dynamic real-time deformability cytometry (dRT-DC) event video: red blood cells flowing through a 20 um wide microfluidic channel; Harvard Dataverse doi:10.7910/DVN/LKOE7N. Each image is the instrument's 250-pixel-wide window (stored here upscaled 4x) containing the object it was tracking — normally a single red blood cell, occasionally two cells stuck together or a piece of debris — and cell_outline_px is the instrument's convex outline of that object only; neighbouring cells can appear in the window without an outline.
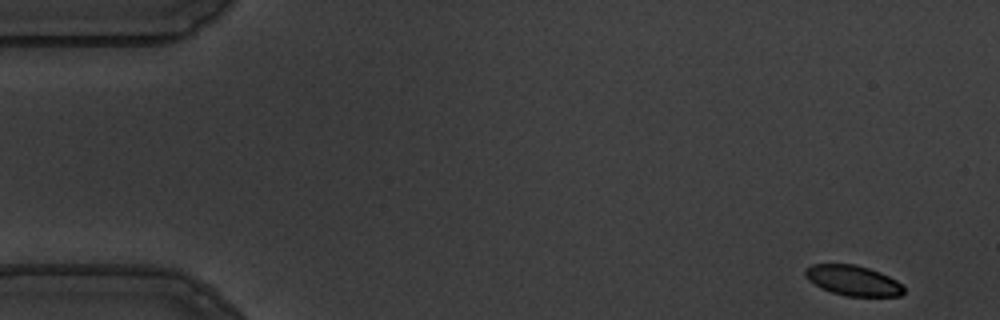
{"species": "common noctule bat (a hibernating species)", "species_latin": "Nyctalus noctula", "temperature_condition": "warm", "stored_images_in_passage": 54, "camera_frame_rate_fps": 3000, "um_per_image_px": 0.085, "animal": {"sex": "male", "body_mass_g": 19.5, "forearm_length_mm": 54.6}, "frame": {"image": 1, "passage_image": 1, "time_ms": 0.0, "image_size_px": [1000, 320], "cell_outline_px": [[904, 292], [900, 296], [844, 296], [820, 288], [808, 280], [804, 276], [804, 268], [812, 264], [856, 264], [880, 272], [896, 280], [904, 288]], "centroid_in_image_um": [72.46, 23.84], "position_along_channel_um": 12.5, "area_um2": 17.46}}
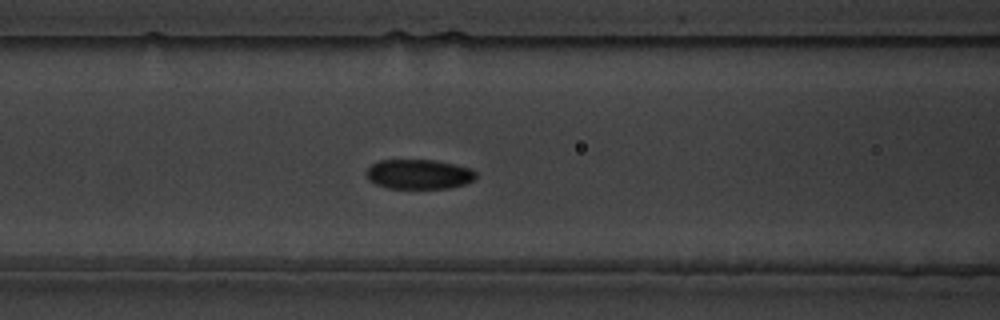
{"frame": {"image": 2, "passage_image": 21, "time_ms": 6.667, "image_size_px": [1000, 320], "cell_outline_px": [[476, 176], [472, 180], [464, 184], [448, 188], [388, 188], [376, 184], [368, 180], [364, 172], [372, 164], [380, 160], [436, 160], [472, 168], [476, 172]], "centroid_in_image_um": [35.58, 14.8], "position_along_channel_um": 131.0, "area_um2": 19.02}}
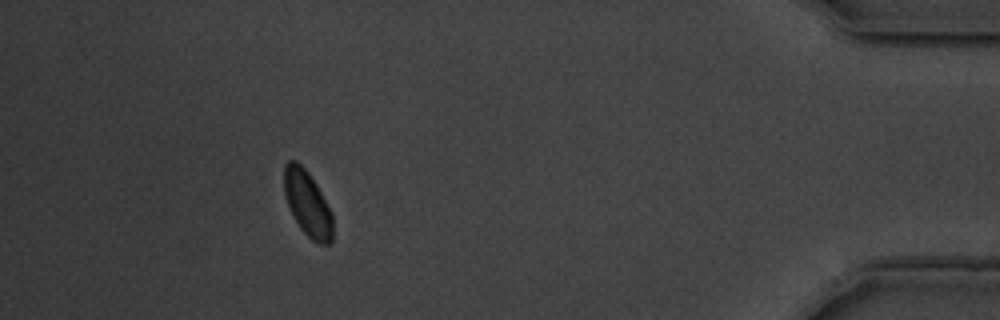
{"frame": {"image": 3, "passage_image": 49, "time_ms": 16.0, "image_size_px": [1000, 320], "cell_outline_px": [[332, 240], [328, 244], [320, 244], [312, 240], [300, 228], [288, 204], [284, 192], [284, 164], [288, 160], [296, 160], [308, 172], [316, 184], [332, 212]], "centroid_in_image_um": [26.13, 17.28], "position_along_channel_um": 409.1, "area_um2": 18.32}, "authors_computed_cell_mechanics": {"area_um2": 19.2185, "velocity_mm_per_s": 3.5727, "shape_relaxation_time_tau1_ms": null, "shape_relaxation_time_tau2_ms": 3.7071, "deformation_change_tau1": null, "deformation_change_tau2": 0.0551}}